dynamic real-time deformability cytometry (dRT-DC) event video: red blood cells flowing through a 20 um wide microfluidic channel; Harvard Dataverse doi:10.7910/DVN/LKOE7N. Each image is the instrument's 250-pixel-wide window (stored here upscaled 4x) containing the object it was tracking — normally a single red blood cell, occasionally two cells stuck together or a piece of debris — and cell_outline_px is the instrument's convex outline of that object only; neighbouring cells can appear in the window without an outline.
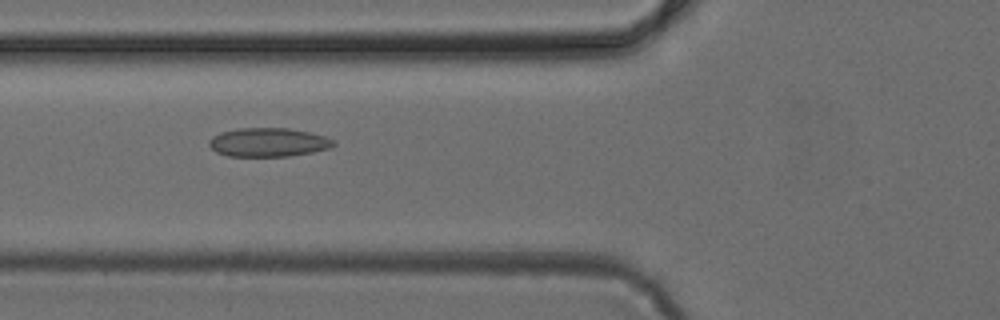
{"species": "common noctule bat (a hibernating species)", "species_latin": "Nyctalus noctula", "temperature_condition": "cold", "stored_images_in_passage": 48, "camera_frame_rate_fps": 3000, "um_per_image_px": 0.085, "animal": {"sex": "female", "body_mass_g": 24.6, "forearm_length_mm": 56.2}, "frame": {"image": 1, "passage_image": 18, "time_ms": 5.667, "image_size_px": [1000, 320], "cell_outline_px": [[336, 144], [328, 148], [312, 152], [288, 156], [228, 156], [216, 152], [208, 144], [208, 140], [212, 136], [220, 132], [240, 128], [288, 128], [308, 132], [324, 136], [336, 140]], "centroid_in_image_um": [22.78, 12.09], "position_along_channel_um": 103.0, "area_um2": 20.87}}
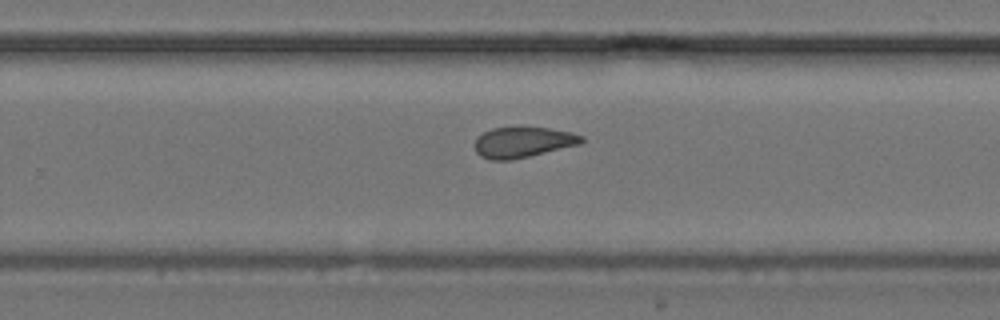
{"frame": {"image": 2, "passage_image": 31, "time_ms": 10.0, "image_size_px": [1000, 320], "cell_outline_px": [[584, 140], [580, 144], [512, 160], [492, 160], [480, 156], [476, 152], [476, 136], [492, 128], [520, 124], [548, 128], [572, 132], [584, 136]], "centroid_in_image_um": [44.44, 12.04], "position_along_channel_um": 285.4, "area_um2": 19.65}}
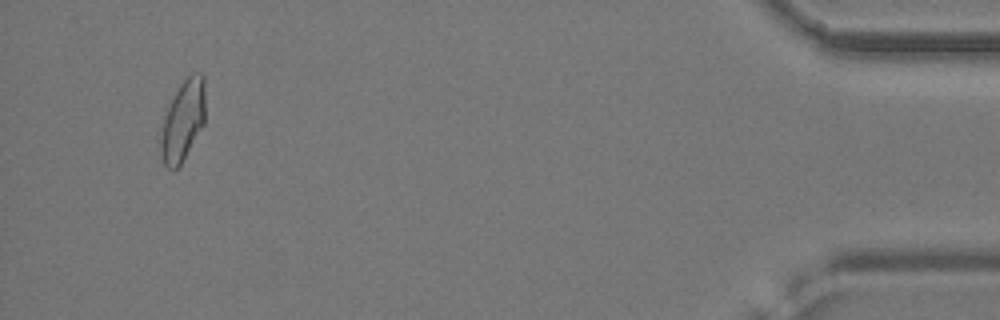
{"frame": {"image": 3, "passage_image": 46, "time_ms": 15.0, "image_size_px": [1000, 320], "cell_outline_px": [[204, 124], [180, 164], [176, 168], [168, 168], [164, 164], [160, 152], [156, 136], [164, 116], [180, 84], [192, 72], [200, 72], [204, 76]], "centroid_in_image_um": [15.5, 10.26], "position_along_channel_um": 419.7, "area_um2": 21.1}}